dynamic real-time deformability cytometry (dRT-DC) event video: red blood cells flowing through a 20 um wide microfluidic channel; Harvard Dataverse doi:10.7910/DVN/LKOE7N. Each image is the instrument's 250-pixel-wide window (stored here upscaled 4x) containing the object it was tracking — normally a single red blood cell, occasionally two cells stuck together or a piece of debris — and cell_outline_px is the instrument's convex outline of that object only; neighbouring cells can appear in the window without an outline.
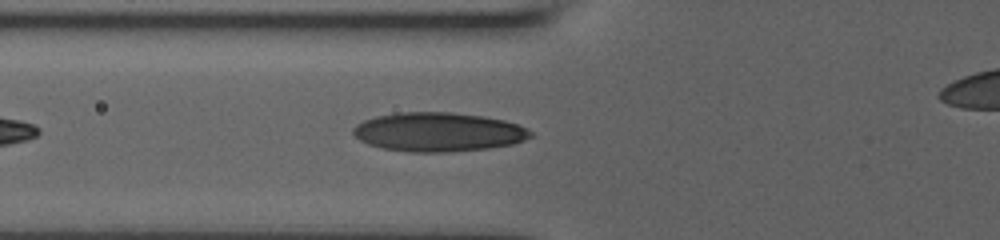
{"species": "human", "species_latin": "Homo sapiens", "temperature_condition": "room temperature", "stored_images_in_passage": 17, "camera_frame_rate_fps": 3000, "um_per_image_px": 0.085, "donor": {"sex": "male"}, "frame": {"image": 1, "passage_image": 13, "time_ms": 1.667, "image_size_px": [1000, 240], "cell_outline_px": [[532, 136], [524, 140], [512, 144], [488, 148], [448, 152], [412, 152], [380, 148], [368, 144], [360, 140], [352, 132], [352, 128], [356, 124], [364, 120], [376, 116], [400, 112], [452, 112], [484, 116], [504, 120], [516, 124], [532, 132]], "centroid_in_image_um": [37.23, 11.22], "position_along_channel_um": 88.6, "area_um2": 40.34}}